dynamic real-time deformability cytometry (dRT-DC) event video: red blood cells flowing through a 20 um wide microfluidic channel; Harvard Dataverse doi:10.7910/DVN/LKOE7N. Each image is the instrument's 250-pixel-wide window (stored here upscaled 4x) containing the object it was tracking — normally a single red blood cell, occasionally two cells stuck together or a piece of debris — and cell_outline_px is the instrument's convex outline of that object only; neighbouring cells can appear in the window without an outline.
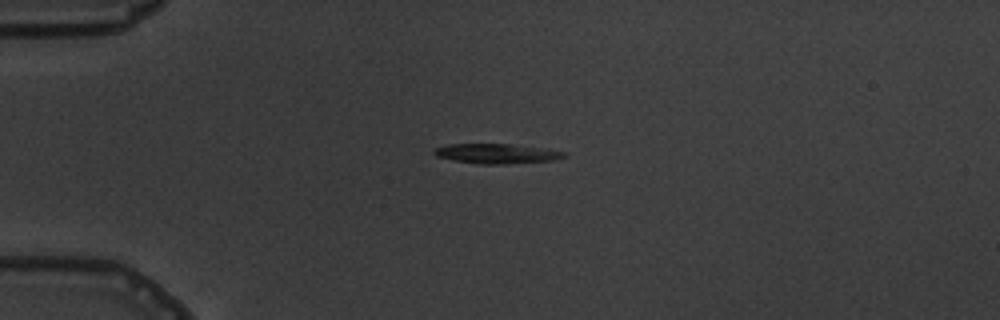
{"species": "common noctule bat (a hibernating species)", "species_latin": "Nyctalus noctula", "temperature_condition": "warm", "stored_images_in_passage": 5, "camera_frame_rate_fps": 3000, "um_per_image_px": 0.085, "animal": {"sex": "male", "body_mass_g": 19.5, "forearm_length_mm": 54.6}, "frame": {"image": 1, "passage_image": 4, "time_ms": 3.333, "image_size_px": [1000, 320], "cell_outline_px": [[568, 156], [556, 160], [504, 164], [480, 164], [452, 160], [436, 156], [432, 152], [436, 148], [448, 144], [508, 144], [540, 148], [564, 152]], "centroid_in_image_um": [42.19, 13.06], "position_along_channel_um": 42.8, "area_um2": 14.85}}